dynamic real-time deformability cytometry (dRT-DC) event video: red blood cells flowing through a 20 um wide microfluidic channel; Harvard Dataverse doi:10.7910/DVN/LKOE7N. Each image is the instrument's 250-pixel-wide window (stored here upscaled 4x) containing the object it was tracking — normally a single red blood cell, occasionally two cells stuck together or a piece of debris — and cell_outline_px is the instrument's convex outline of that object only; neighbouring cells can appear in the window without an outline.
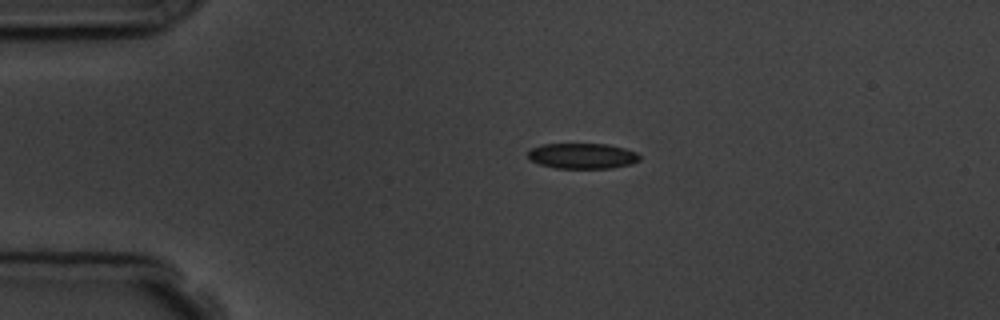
{"species": "common noctule bat (a hibernating species)", "species_latin": "Nyctalus noctula", "temperature_condition": "room temperature", "stored_images_in_passage": 2, "camera_frame_rate_fps": 3000, "um_per_image_px": 0.085, "animal": {"sex": "male", "body_mass_g": 19.5, "forearm_length_mm": 54.6}, "frame": {"image": 1, "passage_image": 1, "time_ms": 0.0, "image_size_px": [1000, 320], "cell_outline_px": [[640, 160], [632, 164], [612, 168], [556, 168], [540, 164], [532, 160], [528, 156], [528, 152], [532, 148], [544, 144], [608, 144], [624, 148], [636, 152], [640, 156]], "centroid_in_image_um": [49.54, 13.25], "position_along_channel_um": 35.5, "area_um2": 16.53}}